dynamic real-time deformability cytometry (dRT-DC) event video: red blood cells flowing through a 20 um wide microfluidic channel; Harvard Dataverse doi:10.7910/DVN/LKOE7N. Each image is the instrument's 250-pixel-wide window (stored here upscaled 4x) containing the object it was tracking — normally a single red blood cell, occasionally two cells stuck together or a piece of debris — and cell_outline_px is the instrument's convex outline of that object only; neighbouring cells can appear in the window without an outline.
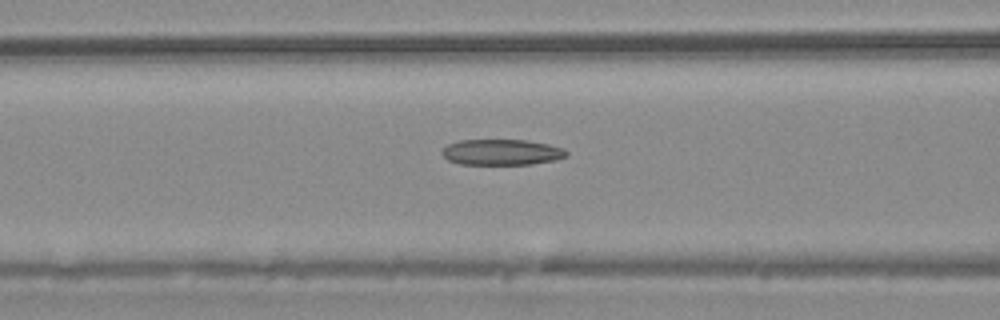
{"species": "common noctule bat (a hibernating species)", "species_latin": "Nyctalus noctula", "temperature_condition": "warm", "stored_images_in_passage": 54, "camera_frame_rate_fps": 3000, "um_per_image_px": 0.085, "animal": {"sex": "male", "body_mass_g": 20.4}, "frame": {"image": 1, "passage_image": 22, "time_ms": 7.0, "image_size_px": [1000, 320], "cell_outline_px": [[568, 156], [556, 160], [532, 164], [460, 164], [448, 160], [440, 152], [448, 144], [460, 140], [524, 140], [548, 144], [564, 148], [568, 152]], "centroid_in_image_um": [42.66, 12.94], "position_along_channel_um": 123.9, "area_um2": 18.73}}
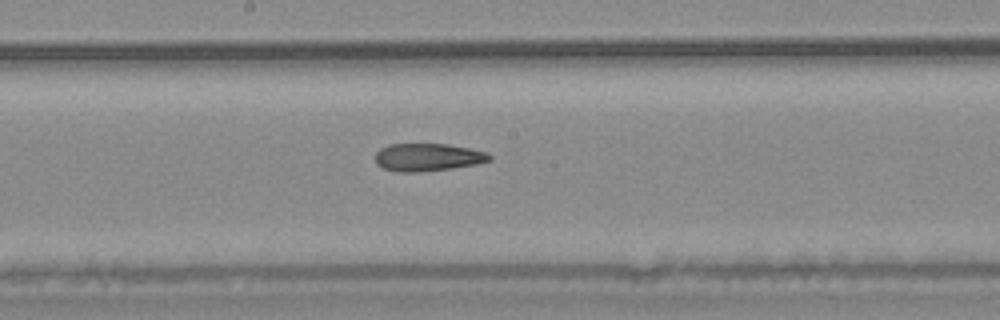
{"frame": {"image": 2, "passage_image": 29, "time_ms": 9.333, "image_size_px": [1000, 320], "cell_outline_px": [[492, 160], [476, 164], [452, 168], [420, 172], [396, 172], [384, 168], [376, 164], [376, 152], [380, 148], [388, 144], [448, 144], [488, 152], [492, 156]], "centroid_in_image_um": [36.36, 13.36], "position_along_channel_um": 211.8, "area_um2": 18.55}}
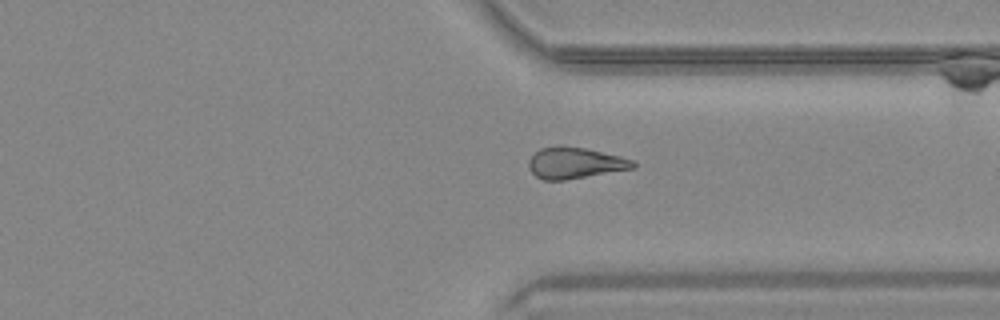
{"frame": {"image": 3, "passage_image": 41, "time_ms": 13.333, "image_size_px": [1000, 320], "cell_outline_px": [[636, 168], [564, 180], [544, 180], [536, 176], [532, 172], [528, 164], [528, 160], [540, 148], [560, 144], [584, 148], [620, 156], [636, 160]], "centroid_in_image_um": [48.89, 13.84], "position_along_channel_um": 362.5, "area_um2": 19.13}, "authors_computed_cell_mechanics": {"area_um2": 19.4497, "velocity_mm_per_s": 3.7638, "shape_relaxation_time_tau1_ms": null, "shape_relaxation_time_tau2_ms": 6.5972, "deformation_change_tau1": null, "deformation_change_tau2": 0.1759}}